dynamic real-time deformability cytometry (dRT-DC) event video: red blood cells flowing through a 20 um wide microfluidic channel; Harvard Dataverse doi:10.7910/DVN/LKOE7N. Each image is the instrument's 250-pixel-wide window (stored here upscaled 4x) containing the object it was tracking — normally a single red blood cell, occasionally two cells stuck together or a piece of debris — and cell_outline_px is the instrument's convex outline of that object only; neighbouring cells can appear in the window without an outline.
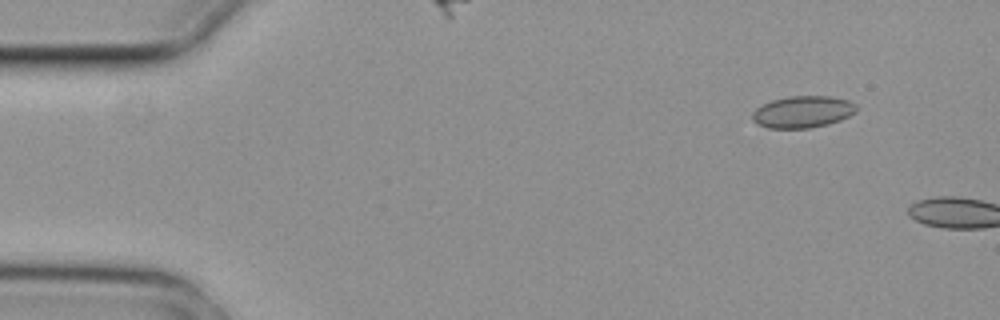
{"species": "common noctule bat (a hibernating species)", "species_latin": "Nyctalus noctula", "temperature_condition": "cold", "stored_images_in_passage": 3, "camera_frame_rate_fps": 3000, "um_per_image_px": 0.085, "animal": {"sex": "female", "body_mass_g": 29.2, "forearm_length_mm": 56.3}, "frame": {"image": 1, "passage_image": 2, "time_ms": 0.333, "image_size_px": [1000, 320], "cell_outline_px": [[856, 112], [840, 120], [828, 124], [808, 128], [768, 128], [756, 124], [752, 120], [752, 112], [756, 108], [772, 100], [792, 96], [828, 96], [848, 100], [856, 104]], "centroid_in_image_um": [68.21, 9.51], "position_along_channel_um": 16.8, "area_um2": 19.25}}